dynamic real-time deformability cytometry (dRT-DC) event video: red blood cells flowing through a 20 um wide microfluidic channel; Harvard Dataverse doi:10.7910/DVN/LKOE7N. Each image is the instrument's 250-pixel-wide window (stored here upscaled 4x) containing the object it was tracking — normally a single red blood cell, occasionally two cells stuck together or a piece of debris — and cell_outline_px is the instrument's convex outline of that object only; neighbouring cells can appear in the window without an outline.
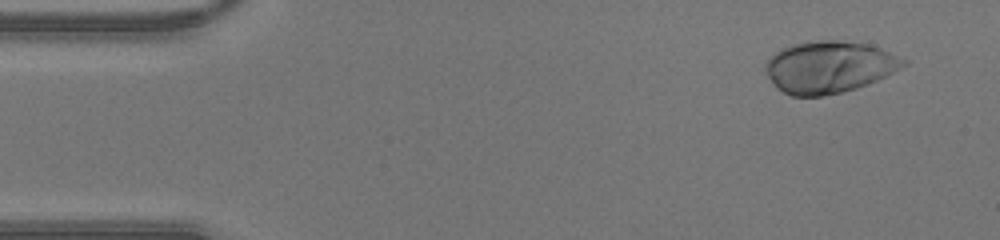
{"species": "human", "species_latin": "Homo sapiens", "temperature_condition": "warm", "stored_images_in_passage": 44, "camera_frame_rate_fps": 3000, "um_per_image_px": 0.085, "donor": {"sex": "male"}, "frame": {"image": 1, "passage_image": 3, "time_ms": 0.667, "image_size_px": [1000, 240], "cell_outline_px": [[908, 64], [876, 80], [856, 88], [840, 92], [820, 96], [792, 96], [776, 88], [764, 72], [764, 64], [780, 48], [792, 44], [816, 40], [836, 40], [868, 44], [880, 48], [908, 60]], "centroid_in_image_um": [70.44, 5.69], "position_along_channel_um": 14.6, "area_um2": 41.62}}
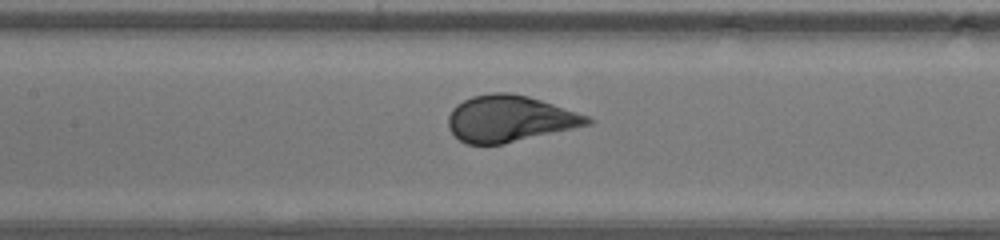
{"frame": {"image": 2, "passage_image": 20, "time_ms": 6.333, "image_size_px": [1000, 240], "cell_outline_px": [[596, 120], [592, 124], [504, 144], [468, 144], [460, 140], [448, 128], [448, 116], [452, 108], [456, 104], [472, 96], [492, 92], [508, 92], [528, 96], [592, 116]], "centroid_in_image_um": [43.36, 10.08], "position_along_channel_um": 164.0, "area_um2": 37.92}}
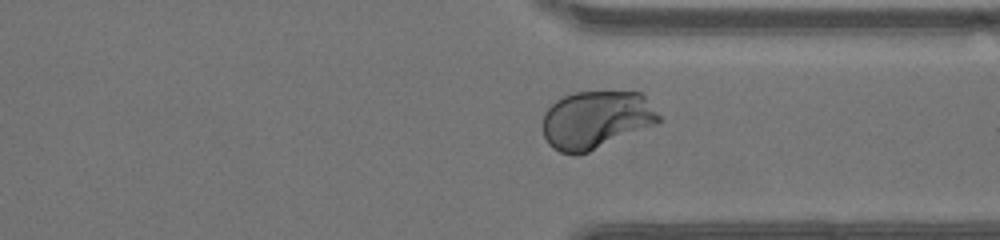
{"frame": {"image": 3, "passage_image": 33, "time_ms": 10.667, "image_size_px": [1000, 240], "cell_outline_px": [[660, 120], [656, 124], [588, 152], [576, 156], [572, 156], [560, 152], [552, 148], [548, 144], [544, 136], [544, 112], [556, 100], [564, 96], [576, 92], [640, 92], [644, 96], [660, 116]], "centroid_in_image_um": [50.64, 10.2], "position_along_channel_um": 360.8, "area_um2": 38.96}}